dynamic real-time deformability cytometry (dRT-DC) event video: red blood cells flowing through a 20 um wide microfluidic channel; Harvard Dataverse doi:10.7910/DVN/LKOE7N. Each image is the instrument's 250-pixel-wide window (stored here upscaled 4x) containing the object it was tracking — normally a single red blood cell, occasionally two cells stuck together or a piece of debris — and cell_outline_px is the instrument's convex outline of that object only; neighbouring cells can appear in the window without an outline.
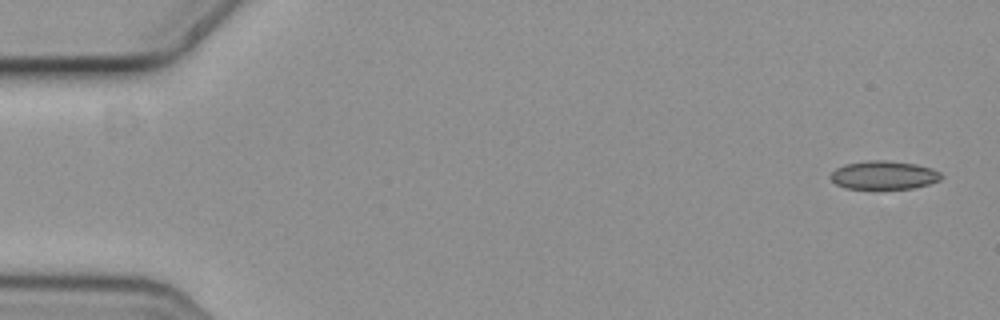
{"species": "common noctule bat (a hibernating species)", "species_latin": "Nyctalus noctula", "temperature_condition": "cold", "stored_images_in_passage": 8, "camera_frame_rate_fps": 3000, "um_per_image_px": 0.085, "animal": {"sex": "female", "body_mass_g": 19.3, "forearm_length_mm": 54.1}, "frame": {"image": 1, "passage_image": 1, "time_ms": 0.0, "image_size_px": [1000, 320], "cell_outline_px": [[944, 176], [940, 180], [928, 184], [912, 188], [844, 188], [836, 184], [828, 176], [836, 168], [844, 164], [868, 160], [884, 160], [916, 164], [932, 168], [940, 172]], "centroid_in_image_um": [75.12, 14.87], "position_along_channel_um": 9.9, "area_um2": 18.32}}
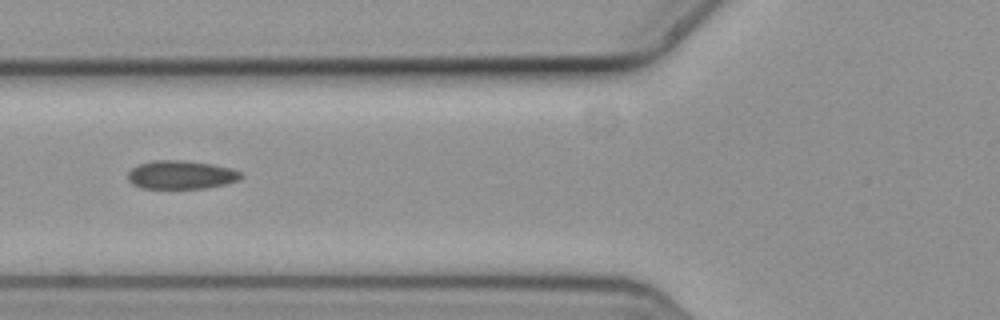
{"frame": {"image": 2, "passage_image": 7, "time_ms": 2.0, "image_size_px": [1000, 320], "cell_outline_px": [[244, 176], [240, 180], [224, 184], [204, 188], [140, 188], [132, 184], [128, 180], [128, 172], [132, 168], [140, 164], [152, 160], [180, 160], [212, 164], [228, 168], [240, 172]], "centroid_in_image_um": [15.37, 14.86], "position_along_channel_um": 110.4, "area_um2": 18.67}}
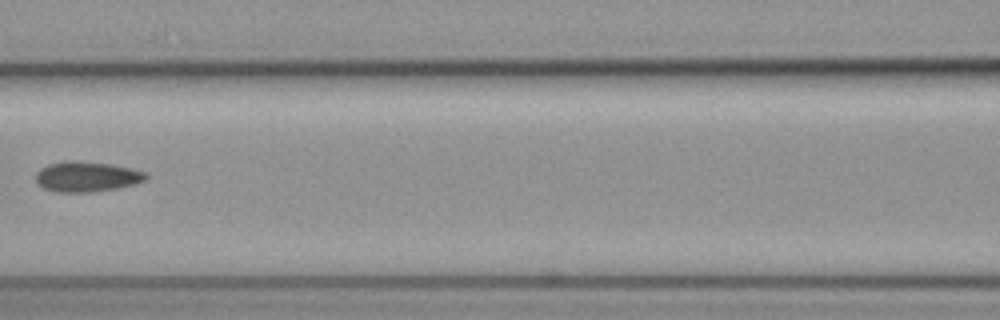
{"frame": {"image": 3, "passage_image": 8, "time_ms": 2.333, "image_size_px": [1000, 320], "cell_outline_px": [[148, 176], [144, 180], [136, 184], [120, 188], [92, 192], [56, 192], [44, 188], [36, 184], [36, 172], [40, 168], [48, 164], [64, 160], [80, 160], [112, 164], [148, 172]], "centroid_in_image_um": [7.37, 15.0], "position_along_channel_um": 159.2, "area_um2": 19.88}}